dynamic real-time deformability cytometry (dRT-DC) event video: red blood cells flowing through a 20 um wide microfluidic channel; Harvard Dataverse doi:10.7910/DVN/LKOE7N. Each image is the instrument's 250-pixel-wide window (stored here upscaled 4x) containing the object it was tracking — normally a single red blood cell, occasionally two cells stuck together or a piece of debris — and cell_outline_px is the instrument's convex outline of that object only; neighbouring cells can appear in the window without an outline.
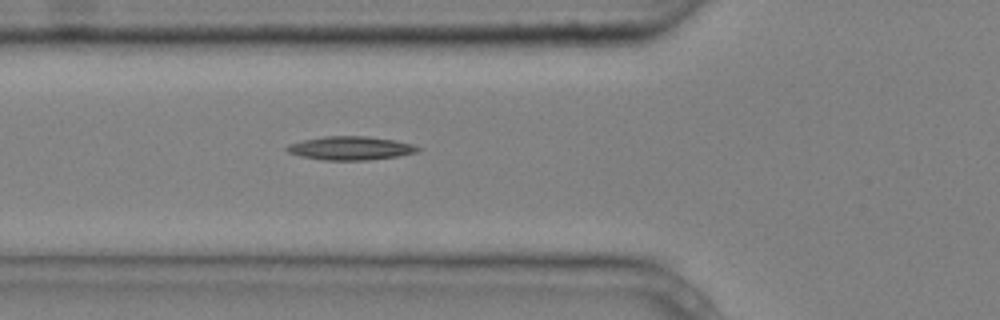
{"species": "common noctule bat (a hibernating species)", "species_latin": "Nyctalus noctula", "temperature_condition": "cold", "stored_images_in_passage": 7, "segment_of_instrument_passage": [1, 2], "camera_frame_rate_fps": 3000, "um_per_image_px": 0.085, "animal": {"sex": "male", "body_mass_g": 20.4}, "frame": {"image": 1, "passage_image": 6, "time_ms": 1.667, "image_size_px": [1000, 320], "cell_outline_px": [[420, 148], [416, 152], [396, 156], [368, 160], [324, 160], [300, 156], [288, 152], [284, 148], [288, 144], [304, 140], [324, 136], [368, 136], [392, 140], [412, 144]], "centroid_in_image_um": [29.74, 12.59], "position_along_channel_um": 96.1, "area_um2": 17.8}}